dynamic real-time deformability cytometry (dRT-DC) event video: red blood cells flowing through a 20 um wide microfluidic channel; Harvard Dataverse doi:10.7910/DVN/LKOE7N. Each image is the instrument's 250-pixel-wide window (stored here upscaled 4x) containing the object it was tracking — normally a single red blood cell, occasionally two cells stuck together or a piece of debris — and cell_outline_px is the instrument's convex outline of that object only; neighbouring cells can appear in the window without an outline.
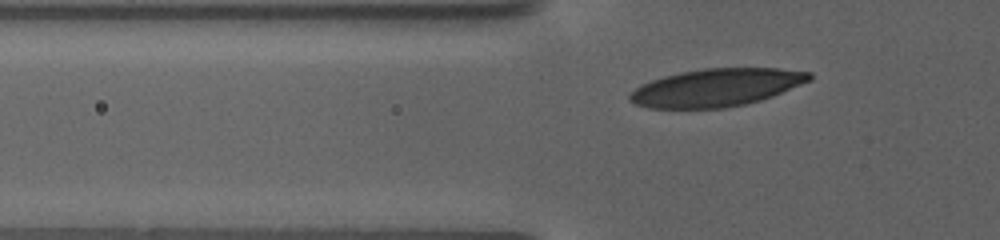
{"species": "human", "species_latin": "Homo sapiens", "temperature_condition": "warm", "stored_images_in_passage": 46, "camera_frame_rate_fps": 3000, "um_per_image_px": 0.085, "donor": {"sex": "female"}, "frame": {"image": 1, "passage_image": 7, "time_ms": 2.0, "image_size_px": [1000, 240], "cell_outline_px": [[812, 80], [772, 96], [760, 100], [744, 104], [724, 108], [652, 108], [636, 104], [628, 100], [628, 96], [640, 84], [664, 76], [680, 72], [704, 68], [780, 68], [812, 72]], "centroid_in_image_um": [60.91, 7.43], "position_along_channel_um": 64.9, "area_um2": 39.48}}
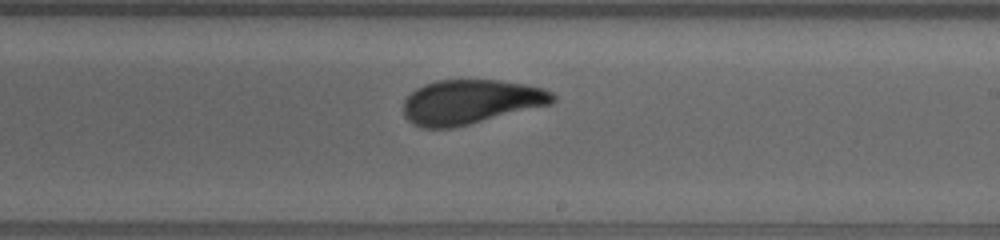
{"frame": {"image": 2, "passage_image": 27, "time_ms": 8.667, "image_size_px": [1000, 240], "cell_outline_px": [[556, 100], [552, 104], [452, 128], [424, 128], [412, 124], [404, 116], [404, 100], [416, 88], [424, 84], [436, 80], [500, 80], [524, 84], [544, 88], [552, 92], [556, 96]], "centroid_in_image_um": [40.01, 8.65], "position_along_channel_um": 249.0, "area_um2": 38.73}}
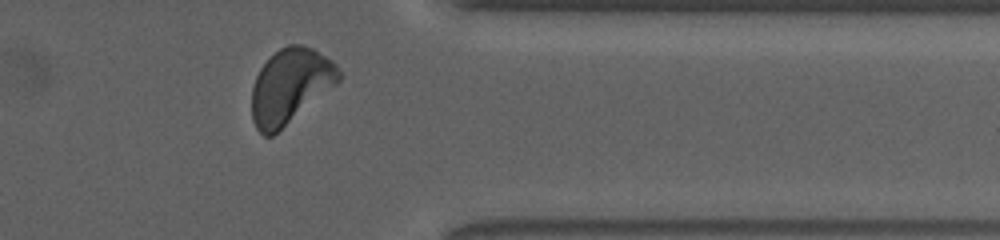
{"frame": {"image": 3, "passage_image": 42, "time_ms": 13.667, "image_size_px": [1000, 240], "cell_outline_px": [[340, 80], [336, 84], [272, 136], [264, 136], [256, 128], [252, 120], [252, 88], [256, 76], [260, 68], [280, 48], [288, 44], [304, 44], [312, 48], [332, 60], [336, 64], [340, 72]], "centroid_in_image_um": [24.66, 7.3], "position_along_channel_um": 386.7, "area_um2": 37.51}, "authors_computed_cell_mechanics": {"area_um2": 39.2462, "velocity_mm_per_s": 2.8772, "shape_relaxation_time_tau1_ms": 4.8077, "shape_relaxation_time_tau2_ms": 1.147, "deformation_change_tau1": 0.1598, "deformation_change_tau2": 0.0668}}